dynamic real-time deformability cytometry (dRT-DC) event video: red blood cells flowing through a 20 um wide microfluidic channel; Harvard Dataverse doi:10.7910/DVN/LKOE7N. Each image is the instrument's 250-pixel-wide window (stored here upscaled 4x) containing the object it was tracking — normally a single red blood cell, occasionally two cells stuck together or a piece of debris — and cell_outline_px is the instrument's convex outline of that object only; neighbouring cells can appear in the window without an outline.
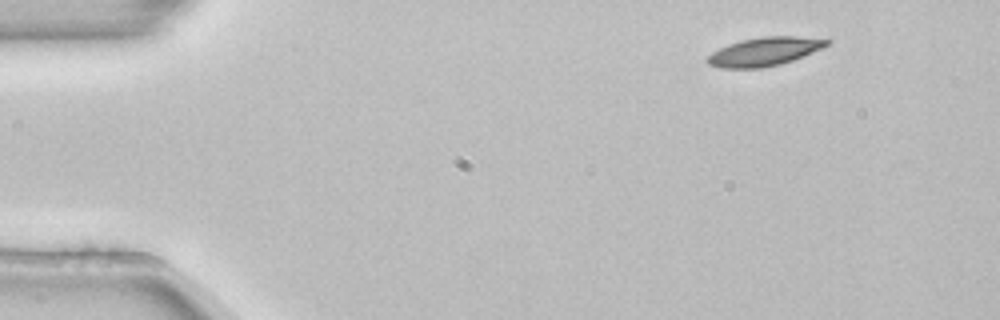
{"species": "common noctule bat (a hibernating species)", "species_latin": "Nyctalus noctula", "temperature_condition": "room temperature", "stored_images_in_passage": 3, "camera_frame_rate_fps": 3000, "um_per_image_px": 0.085, "animal": {"sex": "female", "body_mass_g": 22.7, "forearm_length_mm": 54.2}, "frame": {"image": 1, "passage_image": 1, "time_ms": 0.0, "image_size_px": [1000, 320], "cell_outline_px": [[832, 40], [828, 44], [812, 52], [792, 60], [780, 64], [760, 68], [720, 68], [708, 64], [704, 60], [712, 52], [728, 44], [740, 40], [764, 36], [792, 36]], "centroid_in_image_um": [64.91, 4.39], "position_along_channel_um": 20.1, "area_um2": 19.65}}
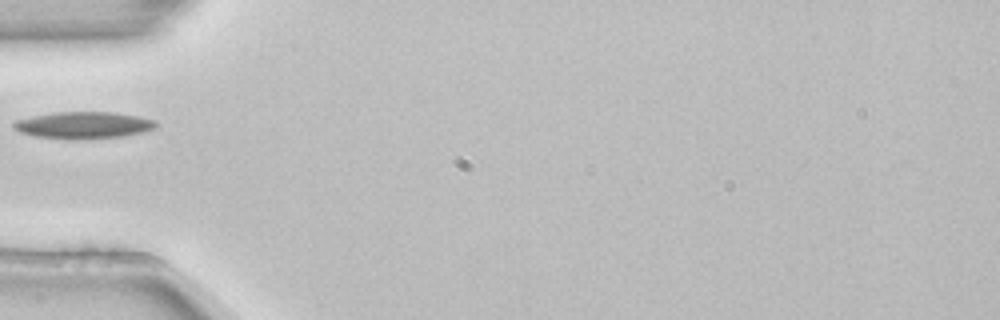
{"frame": {"image": 2, "passage_image": 3, "time_ms": 0.667, "image_size_px": [1000, 320], "cell_outline_px": [[160, 124], [156, 128], [144, 132], [124, 136], [80, 140], [72, 140], [36, 136], [20, 132], [12, 128], [12, 124], [16, 120], [32, 116], [56, 112], [112, 112], [136, 116], [156, 120]], "centroid_in_image_um": [7.12, 10.65], "position_along_channel_um": 77.9, "area_um2": 22.54}}